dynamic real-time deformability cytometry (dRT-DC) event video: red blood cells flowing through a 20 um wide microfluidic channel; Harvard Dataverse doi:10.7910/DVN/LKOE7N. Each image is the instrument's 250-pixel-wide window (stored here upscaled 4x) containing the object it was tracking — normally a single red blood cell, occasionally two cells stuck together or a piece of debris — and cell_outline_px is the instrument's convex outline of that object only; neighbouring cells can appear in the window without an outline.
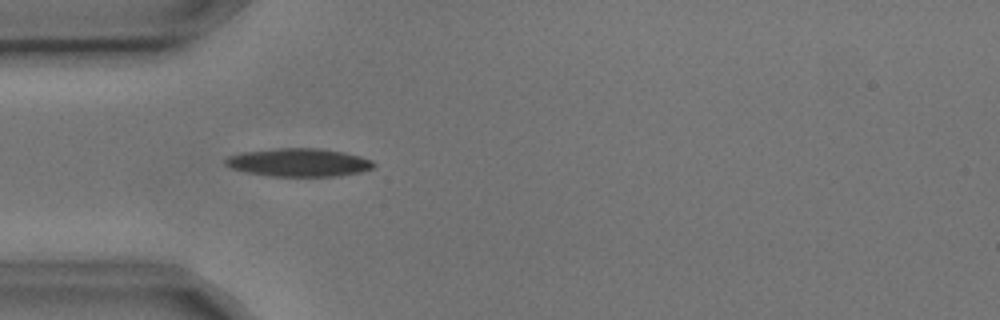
{"species": "common noctule bat (a hibernating species)", "species_latin": "Nyctalus noctula", "temperature_condition": "cold", "stored_images_in_passage": 7, "camera_frame_rate_fps": 3000, "um_per_image_px": 0.085, "animal": {"sex": "male", "body_mass_g": 17.9, "forearm_length_mm": 54.2}, "frame": {"image": 1, "passage_image": 1, "time_ms": 0.0, "image_size_px": [1000, 320], "cell_outline_px": [[376, 164], [372, 168], [360, 172], [340, 176], [272, 176], [248, 172], [232, 168], [224, 164], [224, 160], [228, 156], [244, 152], [272, 148], [320, 148], [344, 152], [360, 156], [372, 160]], "centroid_in_image_um": [25.42, 13.8], "position_along_channel_um": 59.6, "area_um2": 24.33}}
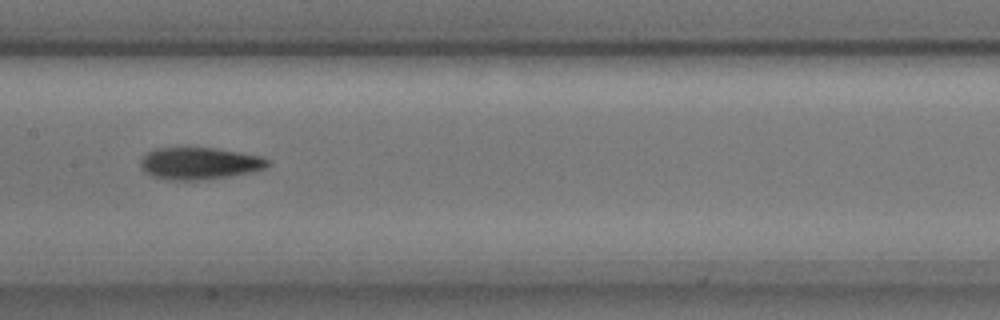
{"frame": {"image": 2, "passage_image": 4, "time_ms": 1.0, "image_size_px": [1000, 320], "cell_outline_px": [[272, 164], [264, 168], [252, 172], [228, 176], [200, 180], [168, 180], [152, 176], [144, 172], [140, 164], [140, 160], [152, 148], [216, 148], [264, 156], [272, 160]], "centroid_in_image_um": [16.99, 13.88], "position_along_channel_um": 190.4, "area_um2": 23.99}}
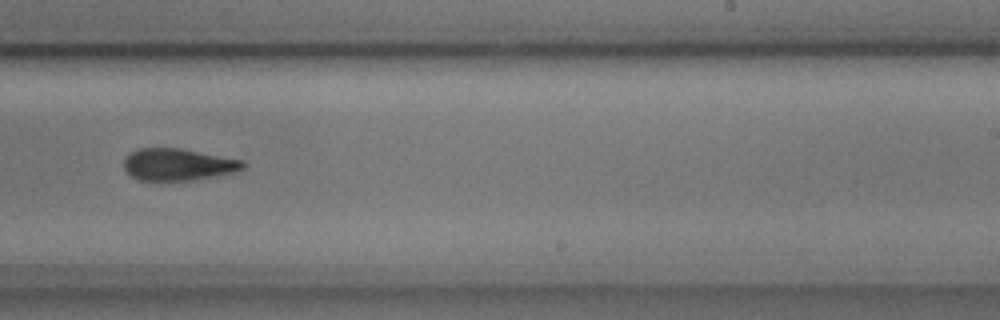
{"frame": {"image": 3, "passage_image": 6, "time_ms": 1.667, "image_size_px": [1000, 320], "cell_outline_px": [[244, 168], [232, 172], [192, 180], [140, 180], [132, 176], [124, 168], [124, 160], [128, 152], [136, 148], [180, 148], [244, 160]], "centroid_in_image_um": [15.09, 13.96], "position_along_channel_um": 273.9, "area_um2": 22.02}}